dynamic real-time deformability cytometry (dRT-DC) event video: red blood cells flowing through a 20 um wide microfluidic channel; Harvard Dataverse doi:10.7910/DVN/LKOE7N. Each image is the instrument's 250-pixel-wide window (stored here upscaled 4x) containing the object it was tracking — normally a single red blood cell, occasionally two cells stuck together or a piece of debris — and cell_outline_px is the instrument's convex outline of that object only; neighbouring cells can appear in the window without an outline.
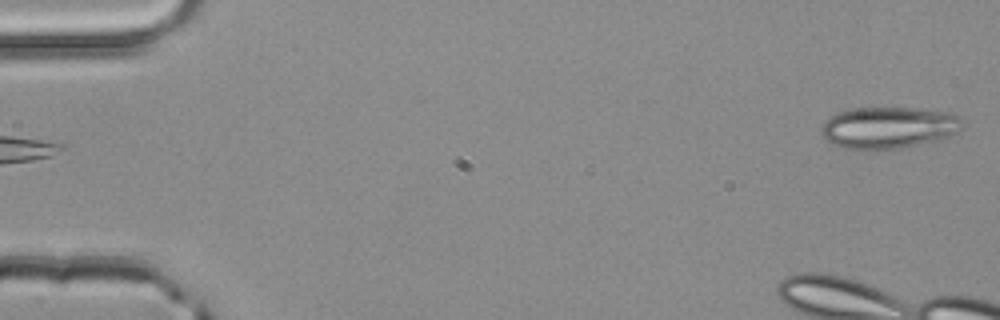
{"species": "common noctule bat (a hibernating species)", "species_latin": "Nyctalus noctula", "temperature_condition": "room temperature", "stored_images_in_passage": 3, "segment_of_instrument_passage": [2, 2], "camera_frame_rate_fps": 3000, "um_per_image_px": 0.085, "animal": {"sex": "male", "body_mass_g": 20.4}, "frame": {"image": 1, "passage_image": 3, "time_ms": 0.667, "image_size_px": [1000, 320], "cell_outline_px": [[964, 124], [952, 136], [936, 140], [900, 148], [844, 148], [832, 144], [820, 132], [820, 128], [824, 120], [840, 112], [852, 108], [908, 108], [944, 112], [960, 116], [964, 120]], "centroid_in_image_um": [75.53, 10.83], "position_along_channel_um": 9.5, "area_um2": 33.76}}